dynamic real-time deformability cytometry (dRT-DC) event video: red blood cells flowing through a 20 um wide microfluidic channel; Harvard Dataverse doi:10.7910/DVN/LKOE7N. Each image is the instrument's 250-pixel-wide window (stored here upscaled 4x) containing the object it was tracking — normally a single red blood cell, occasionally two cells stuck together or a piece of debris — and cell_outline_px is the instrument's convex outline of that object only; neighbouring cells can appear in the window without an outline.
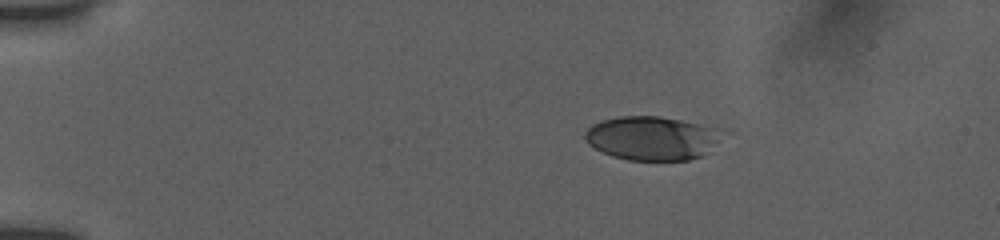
{"species": "human", "species_latin": "Homo sapiens", "temperature_condition": "room temperature", "stored_images_in_passage": 36, "camera_frame_rate_fps": 3000, "um_per_image_px": 0.085, "donor": {"sex": "female"}, "frame": {"image": 1, "passage_image": 1, "time_ms": 0.0, "image_size_px": [1000, 240], "cell_outline_px": [[728, 132], [700, 156], [688, 160], [628, 160], [612, 156], [588, 144], [584, 140], [584, 132], [592, 124], [604, 120], [620, 116], [660, 116], [724, 128]], "centroid_in_image_um": [55.45, 11.72], "position_along_channel_um": 29.5, "area_um2": 35.26}}
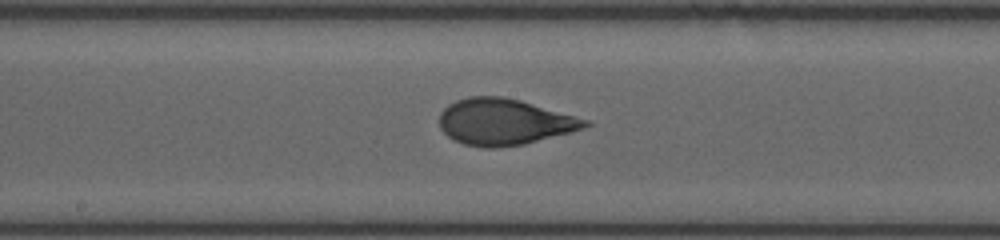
{"frame": {"image": 2, "passage_image": 16, "time_ms": 6.667, "image_size_px": [1000, 240], "cell_outline_px": [[592, 124], [584, 128], [524, 144], [492, 148], [484, 148], [464, 144], [452, 140], [440, 128], [440, 112], [448, 104], [456, 100], [468, 96], [500, 96], [520, 100], [588, 120]], "centroid_in_image_um": [42.81, 10.36], "position_along_channel_um": 205.4, "area_um2": 39.02}}
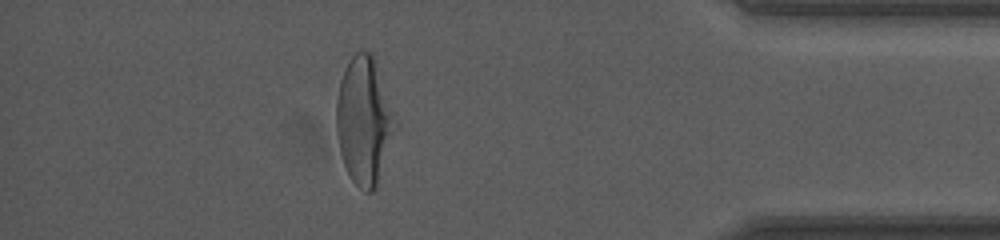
{"frame": {"image": 3, "passage_image": 31, "time_ms": 12.667, "image_size_px": [1000, 240], "cell_outline_px": [[396, 128], [376, 184], [372, 192], [364, 192], [352, 180], [344, 164], [340, 152], [336, 132], [336, 100], [340, 80], [352, 56], [356, 52], [372, 52]], "centroid_in_image_um": [30.89, 10.29], "position_along_channel_um": 404.3, "area_um2": 42.14}, "authors_computed_cell_mechanics": {"area_um2": 38.5815, "velocity_mm_per_s": 3.8783, "shape_relaxation_time_tau1_ms": 3.736, "shape_relaxation_time_tau2_ms": 0.7124, "deformation_change_tau1": 0.1953, "deformation_change_tau2": 0.0695}}